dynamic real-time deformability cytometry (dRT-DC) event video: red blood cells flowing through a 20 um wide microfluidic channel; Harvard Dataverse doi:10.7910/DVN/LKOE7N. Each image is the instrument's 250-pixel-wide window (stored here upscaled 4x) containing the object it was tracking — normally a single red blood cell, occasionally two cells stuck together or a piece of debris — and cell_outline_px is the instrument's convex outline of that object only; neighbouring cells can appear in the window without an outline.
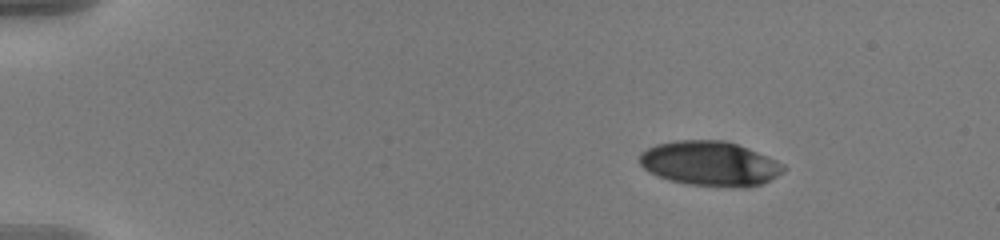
{"species": "human", "species_latin": "Homo sapiens", "temperature_condition": "warm", "stored_images_in_passage": 49, "camera_frame_rate_fps": 3000, "um_per_image_px": 0.085, "donor": {"sex": "male"}, "frame": {"image": 1, "passage_image": 1, "time_ms": 0.0, "image_size_px": [1000, 240], "cell_outline_px": [[788, 168], [784, 172], [760, 184], [748, 188], [732, 188], [688, 184], [668, 180], [648, 172], [640, 164], [640, 152], [656, 144], [676, 140], [724, 140], [748, 148], [768, 156], [784, 164]], "centroid_in_image_um": [60.36, 13.91], "position_along_channel_um": 24.6, "area_um2": 37.8}}
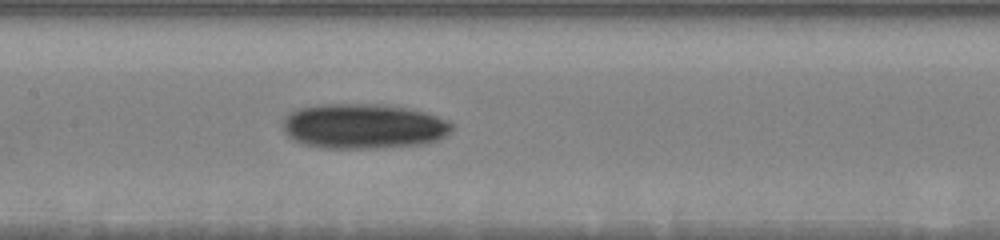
{"frame": {"image": 2, "passage_image": 22, "time_ms": 7.0, "image_size_px": [1000, 240], "cell_outline_px": [[452, 128], [444, 136], [436, 140], [424, 144], [384, 148], [320, 148], [304, 144], [292, 140], [284, 132], [284, 116], [288, 112], [296, 108], [316, 104], [380, 104], [408, 108], [424, 112], [448, 120], [452, 124]], "centroid_in_image_um": [30.84, 10.73], "position_along_channel_um": 176.6, "area_um2": 44.74}}
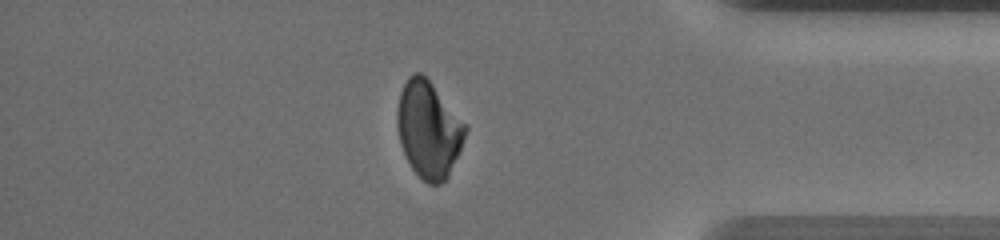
{"frame": {"image": 3, "passage_image": 42, "time_ms": 13.667, "image_size_px": [1000, 240], "cell_outline_px": [[468, 128], [460, 148], [448, 176], [440, 184], [428, 184], [412, 168], [400, 144], [396, 128], [396, 108], [400, 92], [408, 76], [412, 72], [420, 72], [432, 84]], "centroid_in_image_um": [36.38, 10.99], "position_along_channel_um": 398.8, "area_um2": 37.8}, "authors_computed_cell_mechanics": {"area_um2": 39.6508, "velocity_mm_per_s": 3.6312, "shape_relaxation_time_tau1_ms": 6.5888, "shape_relaxation_time_tau2_ms": 11.163, "deformation_change_tau1": 0.1655, "deformation_change_tau2": 0.1714}}